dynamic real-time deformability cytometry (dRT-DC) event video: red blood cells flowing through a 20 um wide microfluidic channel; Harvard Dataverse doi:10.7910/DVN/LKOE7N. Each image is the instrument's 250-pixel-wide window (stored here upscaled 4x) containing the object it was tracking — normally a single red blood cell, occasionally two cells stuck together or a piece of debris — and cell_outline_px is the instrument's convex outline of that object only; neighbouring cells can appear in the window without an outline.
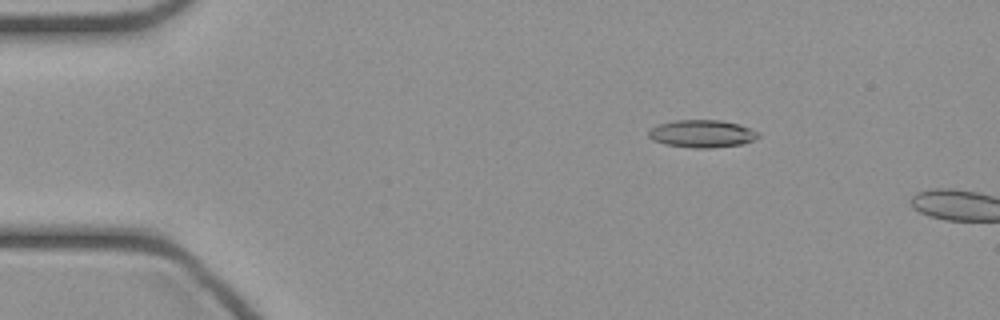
{"species": "common noctule bat (a hibernating species)", "species_latin": "Nyctalus noctula", "temperature_condition": "cold", "stored_images_in_passage": 39, "camera_frame_rate_fps": 3000, "um_per_image_px": 0.085, "animal": {"sex": "female", "body_mass_g": 21.9}, "frame": {"image": 1, "passage_image": 2, "time_ms": 0.333, "image_size_px": [1000, 320], "cell_outline_px": [[760, 136], [744, 144], [712, 148], [692, 148], [664, 144], [652, 140], [648, 136], [648, 132], [652, 128], [660, 124], [676, 120], [720, 120], [740, 124], [760, 132]], "centroid_in_image_um": [59.7, 11.37], "position_along_channel_um": 25.3, "area_um2": 17.74}}
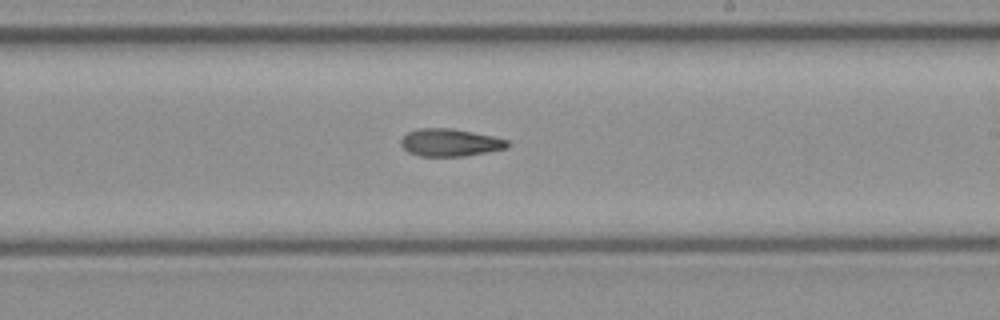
{"frame": {"image": 2, "passage_image": 22, "time_ms": 7.0, "image_size_px": [1000, 320], "cell_outline_px": [[512, 144], [508, 148], [488, 152], [464, 156], [420, 156], [408, 152], [400, 144], [400, 140], [408, 132], [420, 128], [452, 128], [492, 136], [508, 140]], "centroid_in_image_um": [38.28, 12.12], "position_along_channel_um": 250.7, "area_um2": 17.17}}
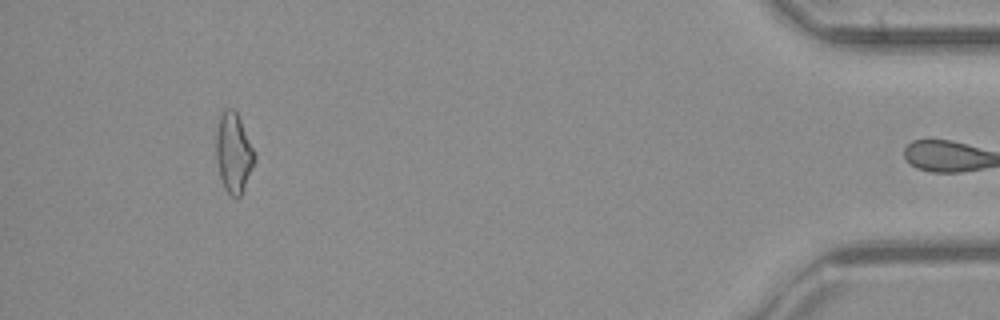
{"frame": {"image": 3, "passage_image": 38, "time_ms": 12.333, "image_size_px": [1000, 320], "cell_outline_px": [[256, 160], [244, 188], [240, 196], [236, 200], [224, 188], [220, 176], [216, 160], [216, 132], [220, 112], [224, 108], [232, 108], [236, 112], [256, 152]], "centroid_in_image_um": [19.86, 12.98], "position_along_channel_um": 415.3, "area_um2": 18.09}}